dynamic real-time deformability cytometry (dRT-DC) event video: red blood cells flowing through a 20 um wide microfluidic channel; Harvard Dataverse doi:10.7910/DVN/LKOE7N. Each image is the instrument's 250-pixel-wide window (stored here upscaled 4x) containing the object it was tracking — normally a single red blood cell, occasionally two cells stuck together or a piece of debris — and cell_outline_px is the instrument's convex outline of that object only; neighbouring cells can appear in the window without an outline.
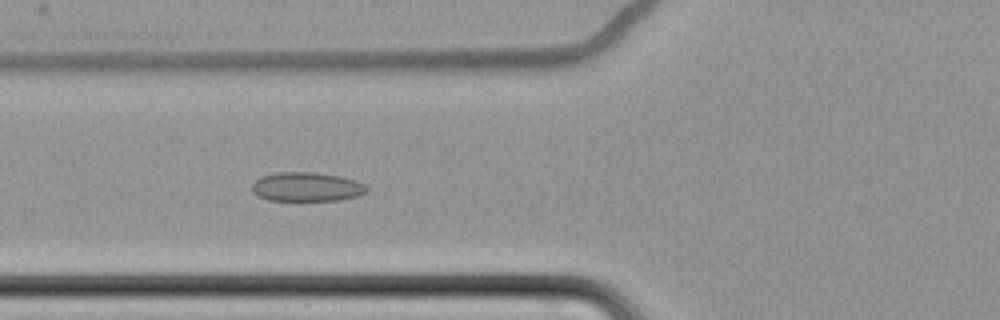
{"species": "common noctule bat (a hibernating species)", "species_latin": "Nyctalus noctula", "temperature_condition": "cold", "stored_images_in_passage": 66, "camera_frame_rate_fps": 3000, "um_per_image_px": 0.085, "animal": {"sex": "female", "body_mass_g": 22.7, "forearm_length_mm": 54.2}, "frame": {"image": 1, "passage_image": 29, "time_ms": 9.333, "image_size_px": [1000, 320], "cell_outline_px": [[368, 192], [356, 196], [340, 200], [268, 200], [252, 192], [252, 184], [260, 176], [276, 172], [312, 172], [340, 176], [356, 180], [364, 184], [368, 188]], "centroid_in_image_um": [26.07, 15.87], "position_along_channel_um": 99.7, "area_um2": 19.48}}
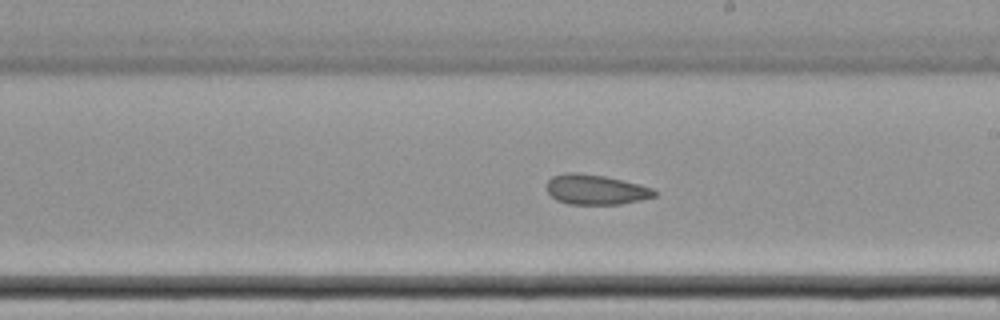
{"frame": {"image": 2, "passage_image": 41, "time_ms": 13.333, "image_size_px": [1000, 320], "cell_outline_px": [[656, 196], [640, 200], [620, 204], [568, 204], [556, 200], [544, 188], [548, 180], [552, 176], [564, 172], [576, 172], [604, 176], [652, 188], [656, 192]], "centroid_in_image_um": [50.56, 16.11], "position_along_channel_um": 238.4, "area_um2": 18.79}}
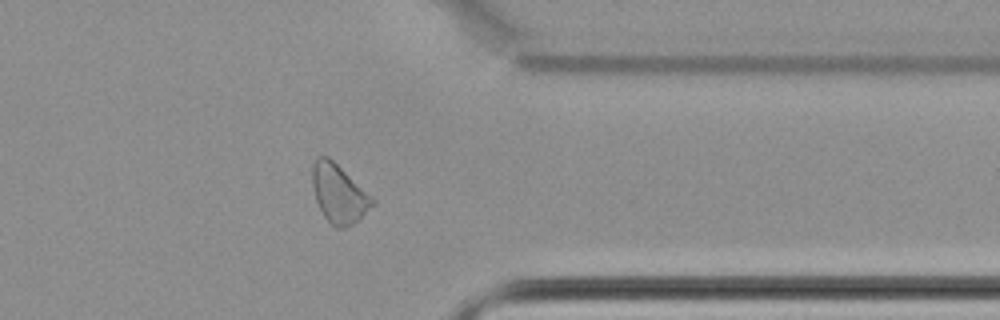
{"frame": {"image": 3, "passage_image": 54, "time_ms": 17.667, "image_size_px": [1000, 320], "cell_outline_px": [[376, 200], [352, 224], [344, 228], [336, 228], [324, 216], [316, 200], [312, 184], [312, 164], [320, 156], [328, 156], [372, 196]], "centroid_in_image_um": [28.77, 16.44], "position_along_channel_um": 382.6, "area_um2": 19.88}, "authors_computed_cell_mechanics": {"area_um2": 21.3571, "velocity_mm_per_s": 3.4689, "shape_relaxation_time_tau1_ms": null, "shape_relaxation_time_tau2_ms": 4.934, "deformation_change_tau1": null, "deformation_change_tau2": 0.104}}